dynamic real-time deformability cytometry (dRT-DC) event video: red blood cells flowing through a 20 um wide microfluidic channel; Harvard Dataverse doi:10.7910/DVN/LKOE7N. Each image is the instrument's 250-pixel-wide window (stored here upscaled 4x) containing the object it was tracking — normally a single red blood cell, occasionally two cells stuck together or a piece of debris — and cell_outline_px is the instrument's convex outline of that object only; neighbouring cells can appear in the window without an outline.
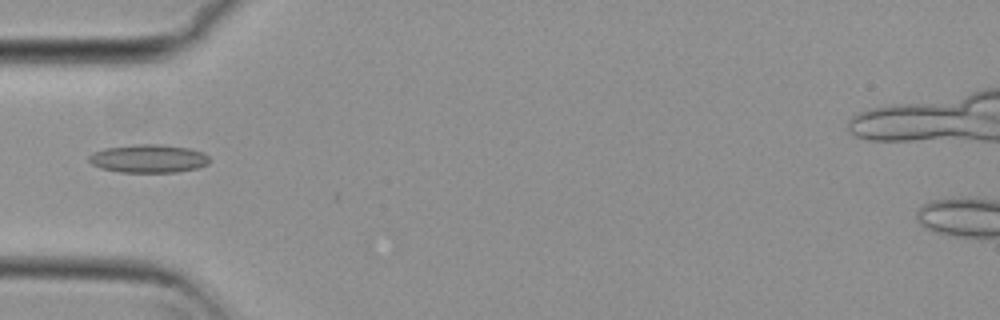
{"species": "common noctule bat (a hibernating species)", "species_latin": "Nyctalus noctula", "temperature_condition": "cold", "stored_images_in_passage": 24, "camera_frame_rate_fps": 3000, "um_per_image_px": 0.085, "animal": {"sex": "female", "body_mass_g": 29.2, "forearm_length_mm": 56.3}, "frame": {"image": 1, "passage_image": 1, "time_ms": 0.0, "image_size_px": [1000, 320], "cell_outline_px": [[208, 164], [196, 168], [176, 172], [120, 172], [100, 168], [92, 164], [88, 160], [88, 156], [92, 152], [104, 148], [136, 144], [160, 144], [188, 148], [204, 152], [208, 156]], "centroid_in_image_um": [12.59, 13.47], "position_along_channel_um": 72.4, "area_um2": 19.88}}
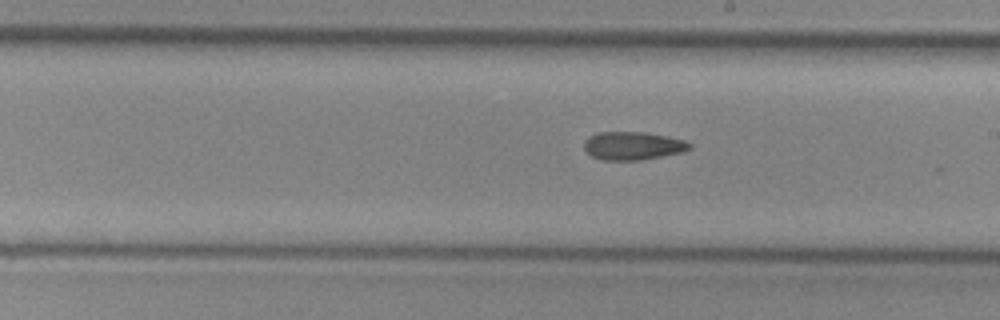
{"frame": {"image": 2, "passage_image": 14, "time_ms": 4.333, "image_size_px": [1000, 320], "cell_outline_px": [[692, 148], [684, 152], [640, 160], [600, 160], [592, 156], [584, 148], [584, 140], [588, 136], [600, 132], [644, 132], [668, 136], [684, 140], [692, 144]], "centroid_in_image_um": [53.81, 12.39], "position_along_channel_um": 235.2, "area_um2": 17.46}}
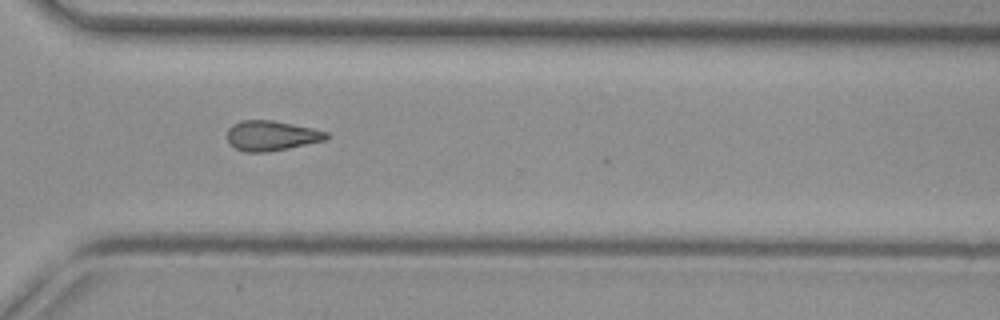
{"frame": {"image": 3, "passage_image": 23, "time_ms": 7.333, "image_size_px": [1000, 320], "cell_outline_px": [[328, 140], [268, 152], [244, 152], [228, 144], [228, 128], [232, 124], [240, 120], [272, 120], [312, 128], [328, 132]], "centroid_in_image_um": [23.06, 11.53], "position_along_channel_um": 347.5, "area_um2": 17.46}}